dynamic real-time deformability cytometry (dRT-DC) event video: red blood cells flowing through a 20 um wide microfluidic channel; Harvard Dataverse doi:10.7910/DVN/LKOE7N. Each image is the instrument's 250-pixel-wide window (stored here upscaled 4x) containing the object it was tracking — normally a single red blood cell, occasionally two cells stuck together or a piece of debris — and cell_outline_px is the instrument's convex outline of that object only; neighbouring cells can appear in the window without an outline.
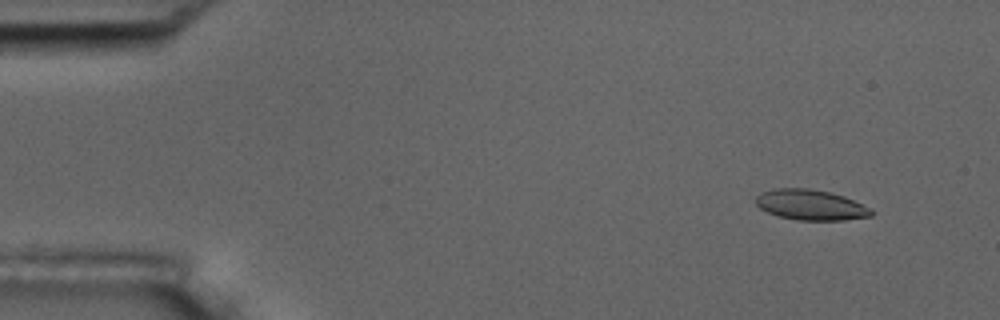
{"species": "common noctule bat (a hibernating species)", "species_latin": "Nyctalus noctula", "temperature_condition": "room temperature", "stored_images_in_passage": 5, "camera_frame_rate_fps": 3000, "um_per_image_px": 0.085, "animal": {"sex": "male", "body_mass_g": 17.5, "forearm_length_mm": 52.3}, "frame": {"image": 1, "passage_image": 2, "time_ms": 1.333, "image_size_px": [1000, 320], "cell_outline_px": [[876, 212], [872, 216], [844, 220], [796, 220], [776, 216], [760, 208], [756, 204], [756, 196], [760, 192], [776, 188], [808, 188], [832, 192], [844, 196], [872, 208]], "centroid_in_image_um": [68.93, 17.41], "position_along_channel_um": 16.1, "area_um2": 20.81}}
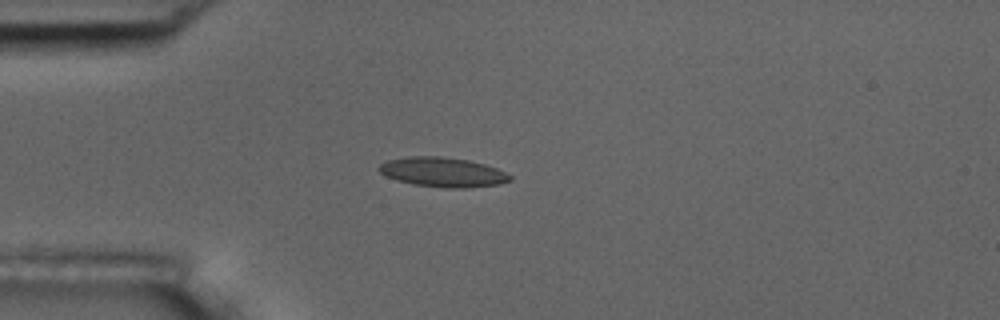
{"frame": {"image": 2, "passage_image": 5, "time_ms": 4.667, "image_size_px": [1000, 320], "cell_outline_px": [[512, 180], [500, 184], [464, 188], [448, 188], [412, 184], [396, 180], [380, 172], [376, 168], [380, 164], [388, 160], [408, 156], [440, 156], [468, 160], [484, 164], [496, 168], [512, 176]], "centroid_in_image_um": [37.63, 14.63], "position_along_channel_um": 47.4, "area_um2": 22.54}}